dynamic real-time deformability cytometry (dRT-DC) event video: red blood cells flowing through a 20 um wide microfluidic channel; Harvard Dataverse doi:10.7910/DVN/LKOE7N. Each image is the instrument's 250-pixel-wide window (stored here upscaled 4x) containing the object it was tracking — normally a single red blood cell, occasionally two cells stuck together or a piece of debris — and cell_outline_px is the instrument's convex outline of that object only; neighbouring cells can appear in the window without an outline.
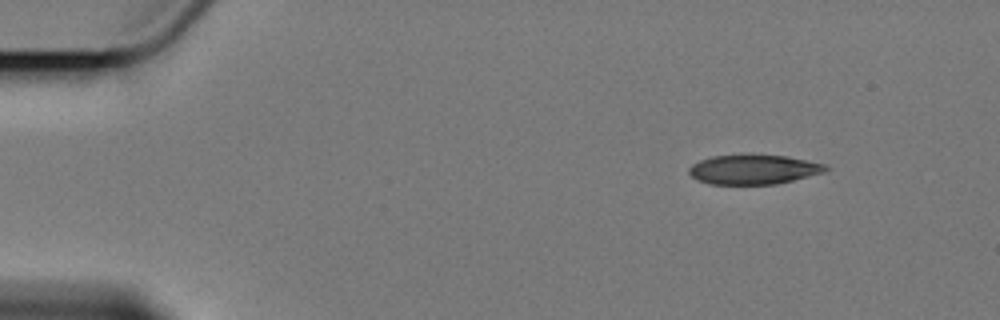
{"species": "Egyptian fruit bat (a non-hibernating species)", "species_latin": "Rousettus aegyptiacus", "temperature_condition": "cold", "stored_images_in_passage": 6, "camera_frame_rate_fps": 3000, "um_per_image_px": 0.085, "animal": {"sex": "female"}, "frame": {"image": 1, "passage_image": 1, "time_ms": 0.0, "image_size_px": [1000, 320], "cell_outline_px": [[832, 168], [824, 172], [776, 184], [708, 184], [692, 176], [688, 172], [688, 168], [692, 164], [700, 160], [712, 156], [744, 152], [752, 152], [788, 156], [828, 164]], "centroid_in_image_um": [64.08, 14.35], "position_along_channel_um": 20.9, "area_um2": 24.45}}
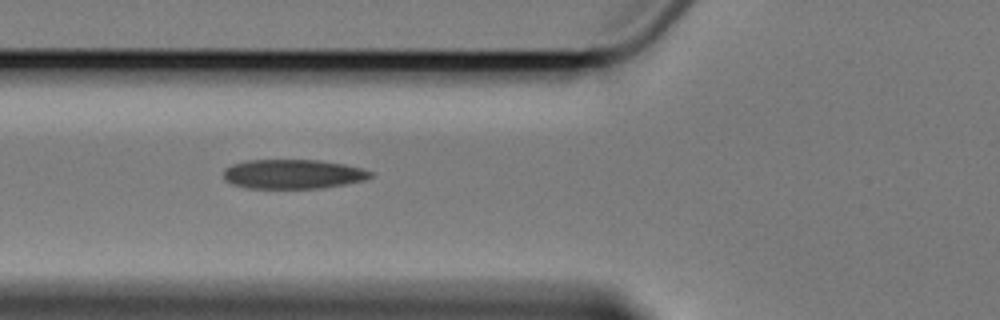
{"frame": {"image": 2, "passage_image": 5, "time_ms": 5.0, "image_size_px": [1000, 320], "cell_outline_px": [[372, 176], [364, 180], [344, 184], [320, 188], [248, 188], [232, 184], [224, 180], [224, 168], [232, 164], [248, 160], [320, 160], [344, 164], [364, 168], [372, 172]], "centroid_in_image_um": [24.89, 14.79], "position_along_channel_um": 100.9, "area_um2": 25.2}}
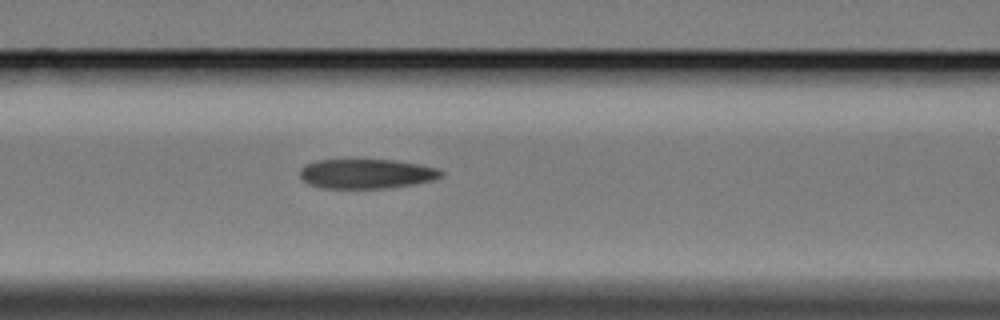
{"frame": {"image": 3, "passage_image": 6, "time_ms": 6.0, "image_size_px": [1000, 320], "cell_outline_px": [[444, 176], [436, 180], [388, 188], [320, 188], [308, 184], [300, 176], [300, 168], [304, 164], [316, 160], [396, 160], [420, 164], [440, 168], [444, 172]], "centroid_in_image_um": [31.19, 14.77], "position_along_channel_um": 135.4, "area_um2": 24.68}}